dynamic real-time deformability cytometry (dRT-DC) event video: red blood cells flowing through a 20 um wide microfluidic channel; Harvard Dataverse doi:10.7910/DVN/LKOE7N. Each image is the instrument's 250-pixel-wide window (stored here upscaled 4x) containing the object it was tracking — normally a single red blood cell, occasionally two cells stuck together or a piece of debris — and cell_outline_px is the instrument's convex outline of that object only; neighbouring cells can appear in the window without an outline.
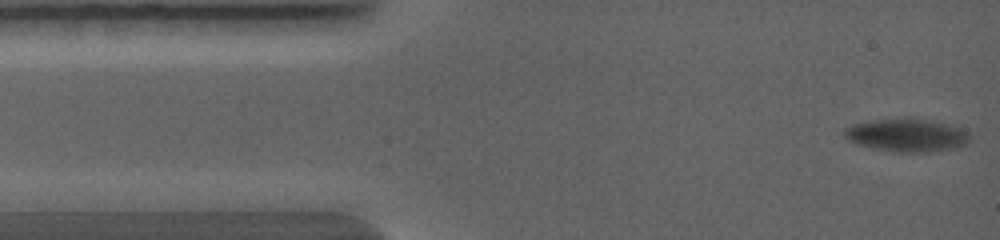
{"species": "common noctule bat (a hibernating species)", "species_latin": "Nyctalus noctula", "temperature_condition": "warm", "stored_images_in_passage": 80, "camera_frame_rate_fps": 5000, "um_per_image_px": 0.085, "animal": {"sex": "female", "body_mass_g": 19.0, "forearm_length_mm": 56.7}, "frame": {"image": 1, "passage_image": 1, "time_ms": 0.0, "image_size_px": [1000, 240], "cell_outline_px": [[972, 140], [964, 144], [952, 148], [928, 152], [892, 152], [856, 144], [848, 140], [844, 136], [844, 128], [852, 124], [868, 120], [912, 116], [932, 120], [948, 124], [960, 128], [968, 132], [972, 136]], "centroid_in_image_um": [77.06, 11.46], "position_along_channel_um": 7.9, "area_um2": 24.74}}
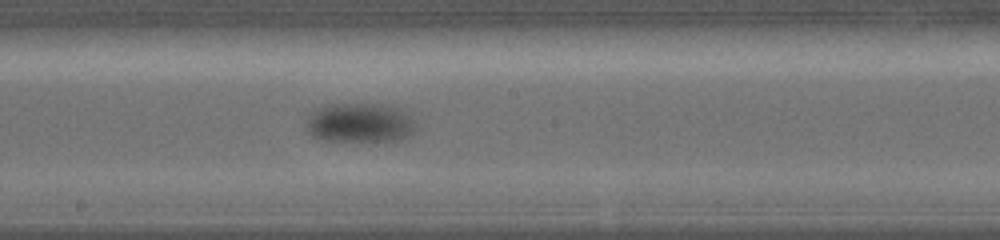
{"frame": {"image": 2, "passage_image": 32, "time_ms": 5.6, "image_size_px": [1000, 240], "cell_outline_px": [[420, 128], [408, 136], [400, 140], [324, 140], [312, 136], [308, 132], [304, 120], [308, 112], [324, 104], [396, 104]], "centroid_in_image_um": [30.56, 10.41], "position_along_channel_um": 217.6, "area_um2": 25.72}}
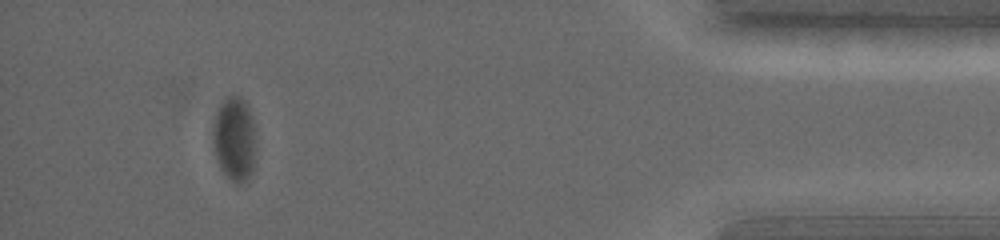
{"frame": {"image": 3, "passage_image": 69, "time_ms": 10.6, "image_size_px": [1000, 240], "cell_outline_px": [[256, 152], [252, 168], [248, 176], [240, 184], [236, 184], [220, 168], [216, 160], [212, 140], [212, 132], [216, 112], [220, 104], [228, 96], [240, 96], [248, 104], [252, 116]], "centroid_in_image_um": [19.92, 11.78], "position_along_channel_um": 415.3, "area_um2": 21.15}}